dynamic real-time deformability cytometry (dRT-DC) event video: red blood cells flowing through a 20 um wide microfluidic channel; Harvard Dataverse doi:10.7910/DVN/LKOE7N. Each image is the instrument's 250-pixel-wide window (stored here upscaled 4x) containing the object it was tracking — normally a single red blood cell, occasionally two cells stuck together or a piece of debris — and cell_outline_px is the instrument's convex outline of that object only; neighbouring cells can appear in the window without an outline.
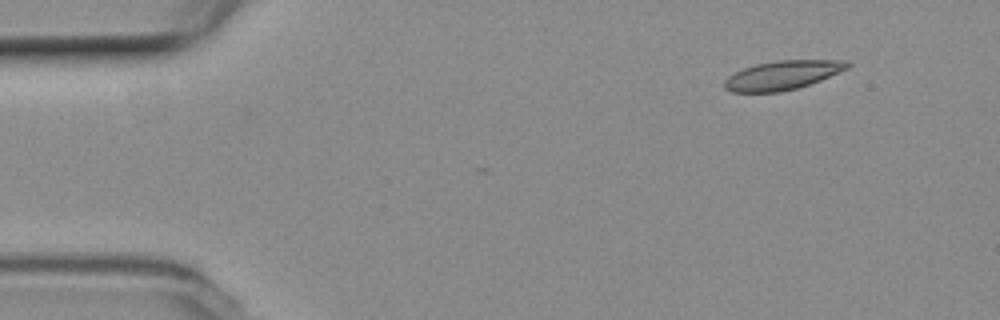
{"species": "common noctule bat (a hibernating species)", "species_latin": "Nyctalus noctula", "temperature_condition": "room temperature", "stored_images_in_passage": 4, "camera_frame_rate_fps": 3000, "um_per_image_px": 0.085, "animal": {"sex": "female", "body_mass_g": 19.3, "forearm_length_mm": 54.1}, "frame": {"image": 1, "passage_image": 1, "time_ms": 0.0, "image_size_px": [1000, 320], "cell_outline_px": [[852, 64], [848, 68], [820, 80], [796, 88], [780, 92], [732, 92], [724, 88], [724, 80], [728, 76], [744, 68], [756, 64], [776, 60], [848, 60]], "centroid_in_image_um": [66.51, 6.38], "position_along_channel_um": 18.5, "area_um2": 20.69}}
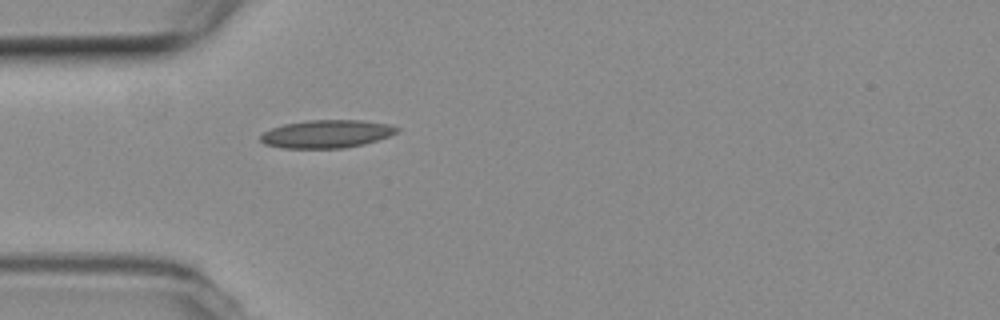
{"frame": {"image": 2, "passage_image": 4, "time_ms": 1.0, "image_size_px": [1000, 320], "cell_outline_px": [[400, 128], [396, 132], [388, 136], [364, 144], [344, 148], [280, 148], [264, 144], [260, 140], [260, 136], [264, 132], [272, 128], [284, 124], [308, 120], [360, 120], [388, 124]], "centroid_in_image_um": [27.73, 11.39], "position_along_channel_um": 57.3, "area_um2": 22.14}}